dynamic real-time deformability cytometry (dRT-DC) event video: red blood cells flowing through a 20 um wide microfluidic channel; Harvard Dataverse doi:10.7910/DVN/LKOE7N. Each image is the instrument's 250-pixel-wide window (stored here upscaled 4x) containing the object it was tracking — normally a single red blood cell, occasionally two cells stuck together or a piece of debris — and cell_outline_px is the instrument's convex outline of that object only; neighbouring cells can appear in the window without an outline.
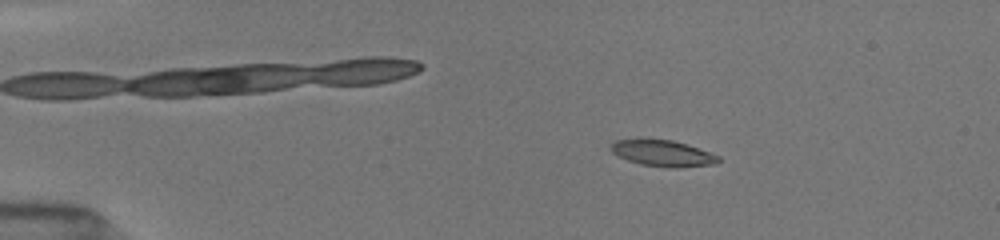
{"species": "common noctule bat (a hibernating species)", "species_latin": "Nyctalus noctula", "temperature_condition": "room temperature", "stored_images_in_passage": 51, "camera_frame_rate_fps": 3000, "um_per_image_px": 0.085, "animal": {"sex": "female", "body_mass_g": 19.5, "forearm_length_mm": 54.1}, "frame": {"image": 1, "passage_image": 9, "time_ms": 2.667, "image_size_px": [1000, 240], "cell_outline_px": [[720, 160], [716, 164], [676, 168], [668, 168], [640, 164], [616, 156], [608, 148], [616, 140], [640, 136], [648, 136], [672, 140], [720, 156]], "centroid_in_image_um": [56.23, 12.99], "position_along_channel_um": 28.8, "area_um2": 17.11}}
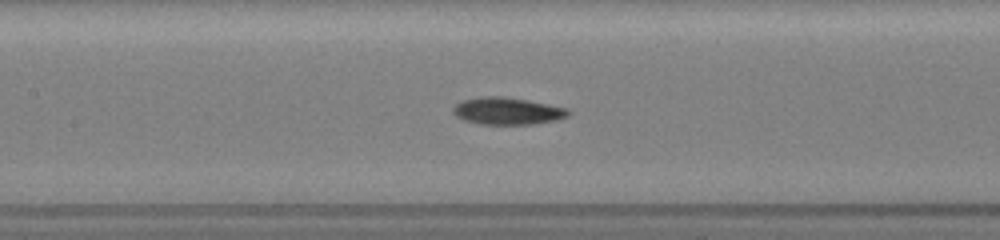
{"frame": {"image": 2, "passage_image": 25, "time_ms": 8.0, "image_size_px": [1000, 240], "cell_outline_px": [[572, 112], [568, 116], [556, 120], [532, 124], [480, 124], [464, 120], [456, 116], [452, 112], [452, 108], [456, 104], [464, 100], [480, 96], [504, 96], [528, 100], [568, 108]], "centroid_in_image_um": [43.13, 9.43], "position_along_channel_um": 164.3, "area_um2": 18.32}}
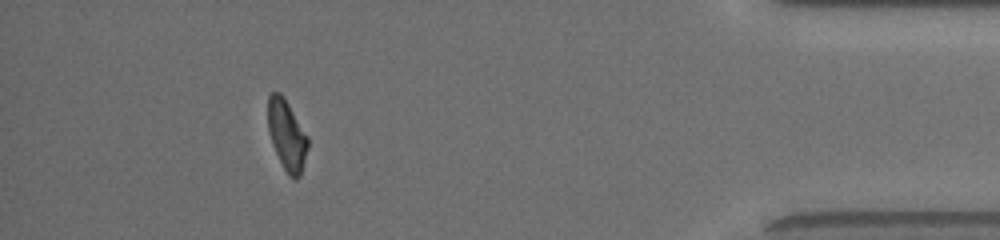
{"frame": {"image": 3, "passage_image": 47, "time_ms": 15.333, "image_size_px": [1000, 240], "cell_outline_px": [[308, 148], [300, 176], [296, 180], [292, 180], [288, 176], [272, 144], [268, 132], [268, 96], [272, 92], [280, 92], [284, 96], [308, 136]], "centroid_in_image_um": [24.38, 11.49], "position_along_channel_um": 410.8, "area_um2": 16.47}, "authors_computed_cell_mechanics": {"area_um2": 17.1666, "velocity_mm_per_s": 4.0134, "shape_relaxation_time_tau1_ms": 3.6963, "shape_relaxation_time_tau2_ms": 7.8968, "deformation_change_tau1": 0.1394, "deformation_change_tau2": 0.1292}}